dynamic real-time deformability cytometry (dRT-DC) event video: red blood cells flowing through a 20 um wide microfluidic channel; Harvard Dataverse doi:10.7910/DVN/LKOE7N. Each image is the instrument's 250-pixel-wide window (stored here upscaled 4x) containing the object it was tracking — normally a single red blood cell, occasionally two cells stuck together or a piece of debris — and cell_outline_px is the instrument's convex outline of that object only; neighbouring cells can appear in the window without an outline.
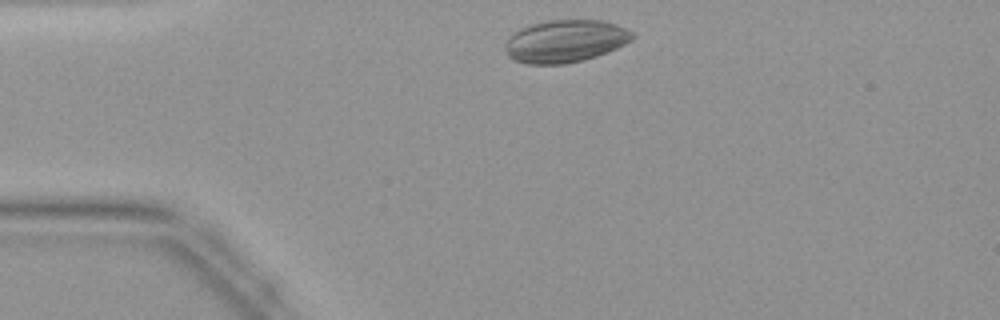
{"species": "common noctule bat (a hibernating species)", "species_latin": "Nyctalus noctula", "temperature_condition": "warm", "stored_images_in_passage": 36, "camera_frame_rate_fps": 3000, "um_per_image_px": 0.085, "animal": {"sex": "female", "body_mass_g": 19.9}, "frame": {"image": 1, "passage_image": 2, "time_ms": 0.333, "image_size_px": [1000, 320], "cell_outline_px": [[636, 36], [632, 40], [608, 52], [584, 60], [564, 64], [528, 64], [512, 60], [508, 56], [504, 48], [504, 44], [516, 32], [532, 24], [548, 20], [600, 20], [616, 24], [632, 32]], "centroid_in_image_um": [48.06, 3.51], "position_along_channel_um": 36.9, "area_um2": 31.39}}
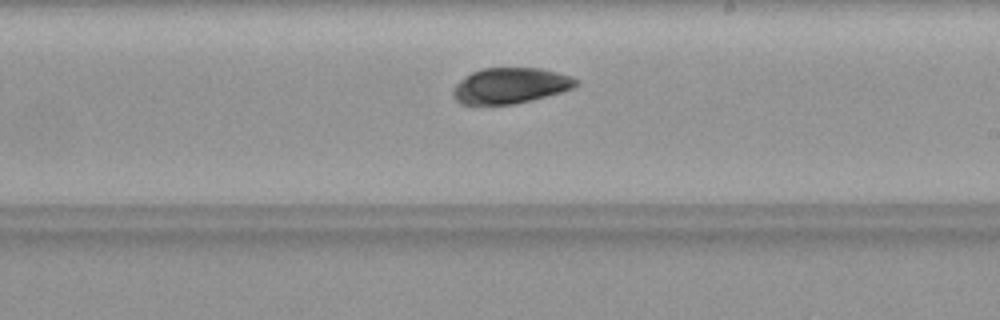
{"frame": {"image": 2, "passage_image": 18, "time_ms": 5.667, "image_size_px": [1000, 320], "cell_outline_px": [[580, 80], [572, 88], [560, 92], [532, 100], [516, 104], [460, 104], [452, 96], [452, 92], [456, 84], [460, 80], [472, 72], [484, 68], [540, 68], [572, 76]], "centroid_in_image_um": [43.37, 7.28], "position_along_channel_um": 245.6, "area_um2": 25.49}}
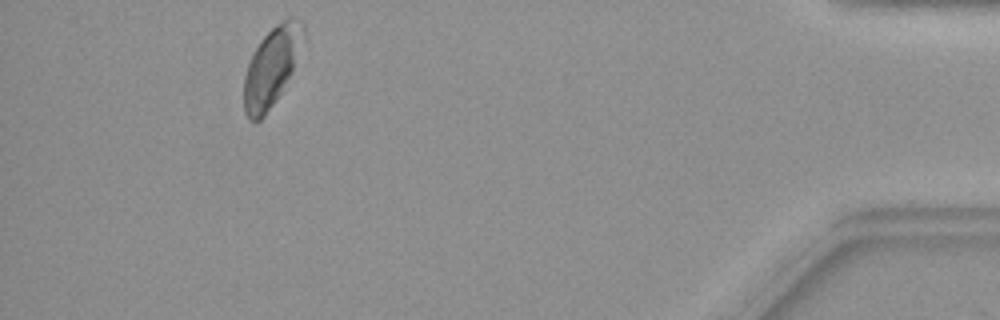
{"frame": {"image": 3, "passage_image": 33, "time_ms": 10.667, "image_size_px": [1000, 320], "cell_outline_px": [[304, 36], [292, 72], [280, 92], [264, 116], [256, 124], [248, 120], [244, 112], [244, 76], [252, 52], [260, 40], [276, 24], [288, 16], [296, 16], [304, 24]], "centroid_in_image_um": [23.07, 5.65], "position_along_channel_um": 412.1, "area_um2": 27.28}}